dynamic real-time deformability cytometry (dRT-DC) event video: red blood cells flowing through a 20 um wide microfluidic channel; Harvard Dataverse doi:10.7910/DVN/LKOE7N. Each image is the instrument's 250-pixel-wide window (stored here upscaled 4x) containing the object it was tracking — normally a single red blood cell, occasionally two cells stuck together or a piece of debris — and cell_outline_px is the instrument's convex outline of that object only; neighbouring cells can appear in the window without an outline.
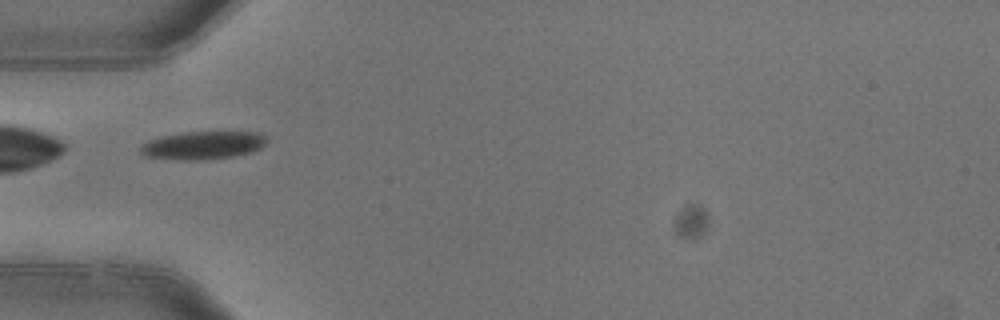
{"species": "common noctule bat (a hibernating species)", "species_latin": "Nyctalus noctula", "temperature_condition": "warm", "stored_images_in_passage": 6, "camera_frame_rate_fps": 3000, "um_per_image_px": 0.085, "animal": {"sex": "female"}, "frame": {"image": 1, "passage_image": 4, "time_ms": 1.0, "image_size_px": [1000, 320], "cell_outline_px": [[268, 140], [260, 148], [252, 152], [236, 156], [204, 160], [180, 160], [144, 156], [140, 152], [140, 144], [148, 140], [160, 136], [180, 132], [260, 132]], "centroid_in_image_um": [17.22, 12.35], "position_along_channel_um": 67.8, "area_um2": 20.92}}